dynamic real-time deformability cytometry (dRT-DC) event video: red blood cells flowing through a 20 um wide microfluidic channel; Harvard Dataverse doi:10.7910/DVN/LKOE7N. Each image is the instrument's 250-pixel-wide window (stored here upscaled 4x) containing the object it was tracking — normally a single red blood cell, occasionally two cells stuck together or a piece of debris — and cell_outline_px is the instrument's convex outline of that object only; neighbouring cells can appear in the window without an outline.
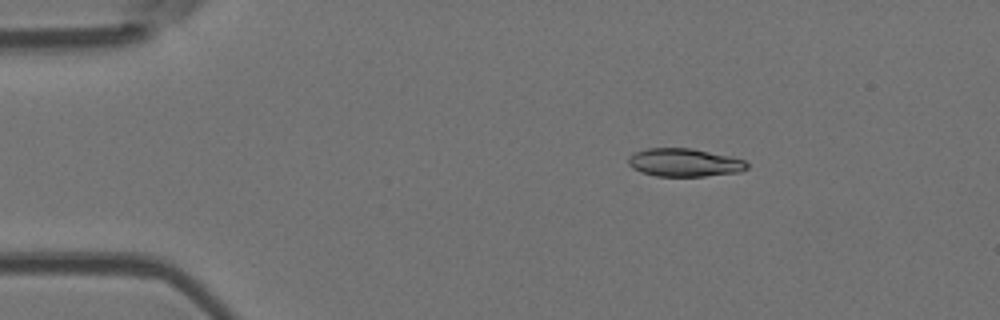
{"species": "Egyptian fruit bat (a non-hibernating species)", "species_latin": "Rousettus aegyptiacus", "temperature_condition": "room temperature", "stored_images_in_passage": 3, "camera_frame_rate_fps": 3000, "um_per_image_px": 0.085, "animal": {"sex": "female"}, "frame": {"image": 1, "passage_image": 1, "time_ms": 0.0, "image_size_px": [1000, 320], "cell_outline_px": [[748, 168], [740, 172], [704, 176], [656, 176], [640, 172], [632, 168], [628, 164], [628, 156], [632, 152], [648, 148], [692, 148], [728, 156], [744, 160], [748, 164]], "centroid_in_image_um": [58.12, 13.81], "position_along_channel_um": 26.9, "area_um2": 19.54}}